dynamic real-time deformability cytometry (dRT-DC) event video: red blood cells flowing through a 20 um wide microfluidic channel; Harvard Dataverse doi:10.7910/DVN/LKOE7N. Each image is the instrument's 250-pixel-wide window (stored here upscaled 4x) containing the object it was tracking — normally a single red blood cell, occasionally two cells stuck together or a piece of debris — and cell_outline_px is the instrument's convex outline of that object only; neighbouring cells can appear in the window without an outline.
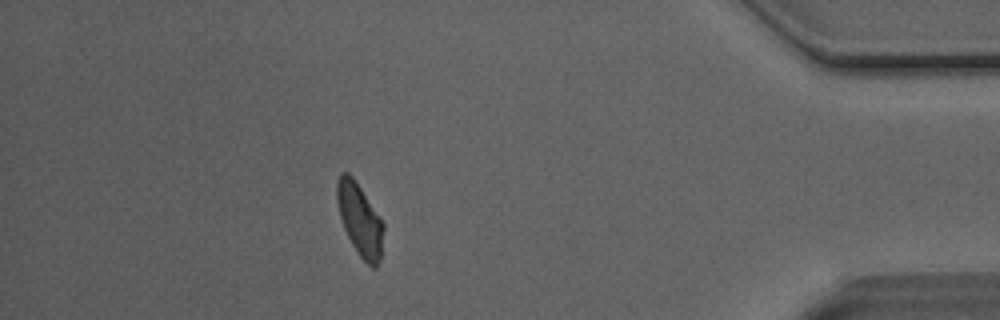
{"species": "Egyptian fruit bat (a non-hibernating species)", "species_latin": "Rousettus aegyptiacus", "temperature_condition": "room temperature", "stored_images_in_passage": 32, "camera_frame_rate_fps": 3000, "um_per_image_px": 0.085, "animal": {"sex": "male"}, "frame": {"image": 1, "passage_image": 28, "time_ms": 9.0, "image_size_px": [1000, 320], "cell_outline_px": [[384, 228], [380, 260], [376, 268], [372, 268], [356, 252], [344, 228], [340, 216], [336, 200], [336, 180], [340, 172], [348, 172], [352, 176], [384, 224]], "centroid_in_image_um": [30.56, 18.67], "position_along_channel_um": 404.6, "area_um2": 19.42}}